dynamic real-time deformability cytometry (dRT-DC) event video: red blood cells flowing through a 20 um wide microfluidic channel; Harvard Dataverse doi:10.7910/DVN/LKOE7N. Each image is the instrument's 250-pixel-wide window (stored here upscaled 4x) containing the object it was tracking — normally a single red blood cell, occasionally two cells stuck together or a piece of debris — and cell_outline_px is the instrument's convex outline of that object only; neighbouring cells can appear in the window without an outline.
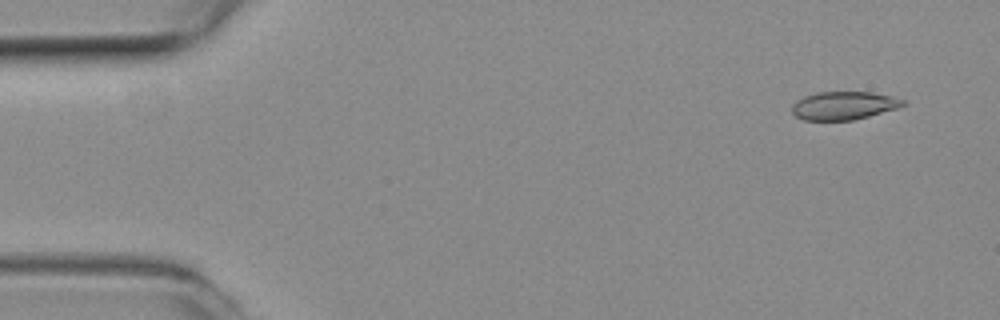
{"species": "common noctule bat (a hibernating species)", "species_latin": "Nyctalus noctula", "temperature_condition": "room temperature", "stored_images_in_passage": 34, "camera_frame_rate_fps": 3000, "um_per_image_px": 0.085, "animal": {"sex": "female", "body_mass_g": 19.3, "forearm_length_mm": 54.1}, "frame": {"image": 1, "passage_image": 4, "time_ms": 1.0, "image_size_px": [1000, 320], "cell_outline_px": [[904, 104], [896, 108], [868, 116], [852, 120], [804, 120], [796, 116], [792, 112], [792, 104], [796, 100], [804, 96], [816, 92], [872, 92], [892, 96], [904, 100]], "centroid_in_image_um": [71.67, 8.96], "position_along_channel_um": 13.3, "area_um2": 18.09}}
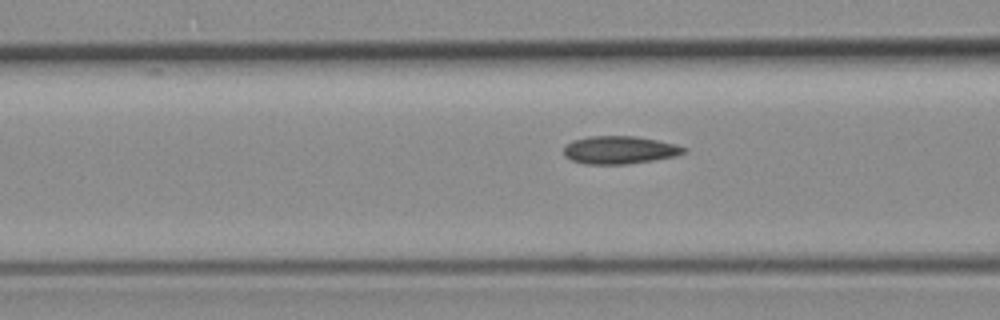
{"frame": {"image": 2, "passage_image": 21, "time_ms": 6.667, "image_size_px": [1000, 320], "cell_outline_px": [[688, 148], [684, 152], [676, 156], [628, 164], [584, 164], [572, 160], [564, 156], [564, 148], [572, 140], [588, 136], [636, 136], [676, 144]], "centroid_in_image_um": [52.66, 12.74], "position_along_channel_um": 113.9, "area_um2": 19.48}}
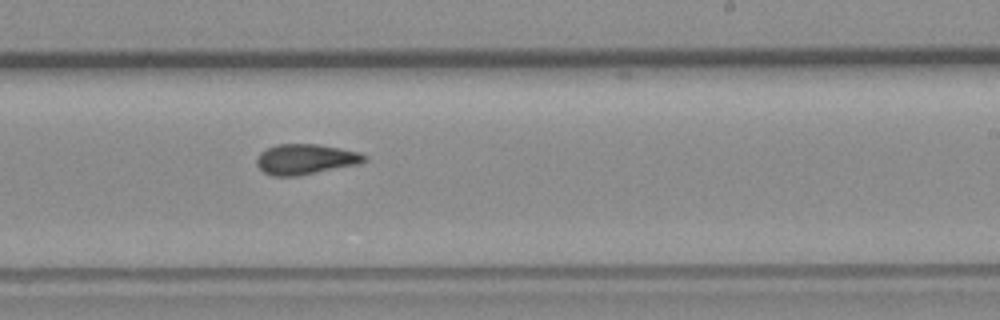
{"frame": {"image": 3, "passage_image": 33, "time_ms": 10.667, "image_size_px": [1000, 320], "cell_outline_px": [[368, 160], [360, 164], [296, 176], [272, 176], [264, 172], [256, 164], [256, 160], [260, 152], [276, 144], [320, 144], [360, 152], [368, 156]], "centroid_in_image_um": [26.0, 13.53], "position_along_channel_um": 263.0, "area_um2": 19.19}}